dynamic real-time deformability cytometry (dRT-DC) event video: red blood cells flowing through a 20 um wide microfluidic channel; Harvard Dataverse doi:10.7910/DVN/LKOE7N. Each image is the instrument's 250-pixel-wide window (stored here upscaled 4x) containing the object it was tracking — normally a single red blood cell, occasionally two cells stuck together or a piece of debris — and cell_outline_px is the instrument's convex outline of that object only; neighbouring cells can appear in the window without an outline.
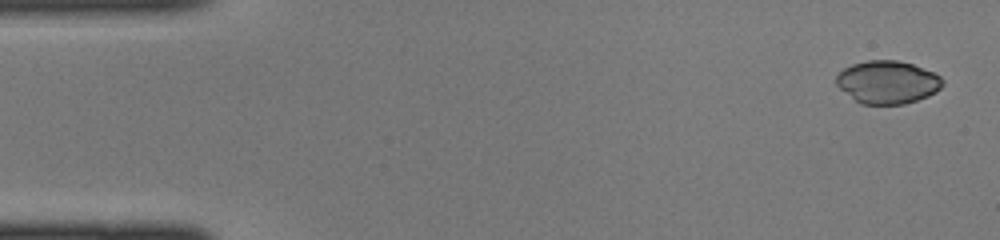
{"species": "common noctule bat (a hibernating species)", "species_latin": "Nyctalus noctula", "temperature_condition": "cold", "stored_images_in_passage": 43, "camera_frame_rate_fps": 3000, "um_per_image_px": 0.085, "animal": {"sex": "female", "body_mass_g": 22.0, "forearm_length_mm": 56.7}, "frame": {"image": 1, "passage_image": 1, "time_ms": 0.0, "image_size_px": [1000, 240], "cell_outline_px": [[944, 84], [936, 92], [928, 96], [904, 104], [860, 104], [840, 88], [836, 84], [836, 76], [844, 68], [852, 64], [868, 60], [896, 60], [912, 64], [932, 72], [940, 76], [944, 80]], "centroid_in_image_um": [75.44, 6.98], "position_along_channel_um": 9.6, "area_um2": 26.47}}
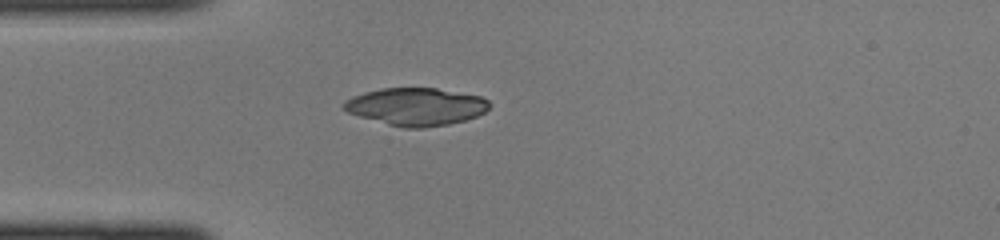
{"frame": {"image": 2, "passage_image": 11, "time_ms": 3.333, "image_size_px": [1000, 240], "cell_outline_px": [[488, 108], [484, 112], [476, 116], [464, 120], [448, 124], [424, 128], [404, 128], [388, 124], [360, 116], [348, 112], [344, 108], [344, 100], [352, 96], [364, 92], [380, 88], [436, 88], [480, 96], [488, 100]], "centroid_in_image_um": [35.35, 9.06], "position_along_channel_um": 49.7, "area_um2": 31.62}}
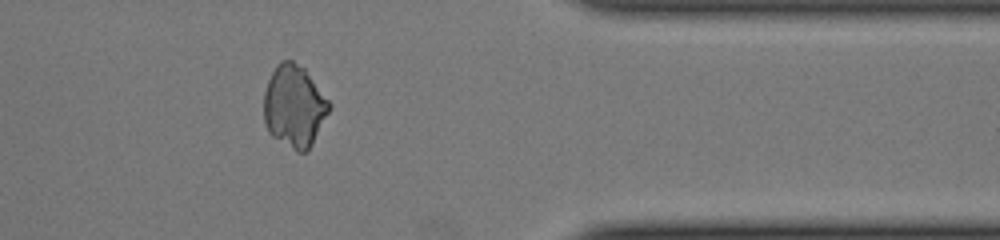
{"frame": {"image": 3, "passage_image": 35, "time_ms": 11.333, "image_size_px": [1000, 240], "cell_outline_px": [[332, 108], [308, 152], [296, 152], [272, 136], [268, 132], [264, 120], [264, 92], [268, 80], [276, 64], [280, 60], [292, 60], [304, 68], [332, 104]], "centroid_in_image_um": [25.02, 9.04], "position_along_channel_um": 386.4, "area_um2": 31.62}}